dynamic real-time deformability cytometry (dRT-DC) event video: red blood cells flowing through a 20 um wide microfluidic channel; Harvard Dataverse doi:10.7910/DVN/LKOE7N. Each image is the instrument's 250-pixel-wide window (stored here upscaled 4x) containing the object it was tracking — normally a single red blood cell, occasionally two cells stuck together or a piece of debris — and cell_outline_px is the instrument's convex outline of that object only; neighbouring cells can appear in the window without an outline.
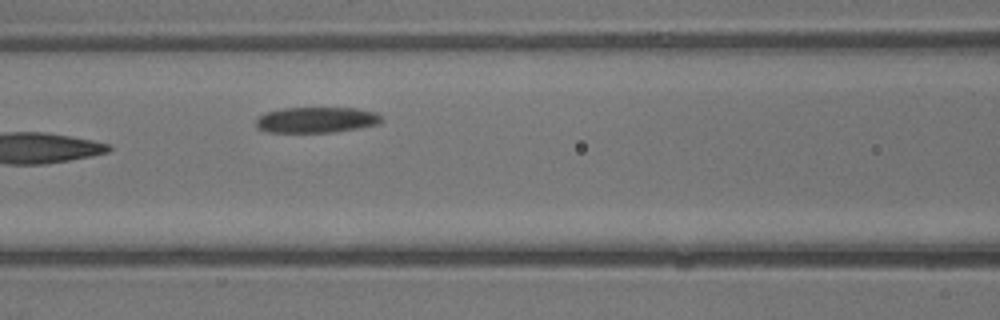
{"species": "common noctule bat (a hibernating species)", "species_latin": "Nyctalus noctula", "temperature_condition": "warm", "stored_images_in_passage": 6, "camera_frame_rate_fps": 3000, "um_per_image_px": 0.085, "animal": {"sex": "male", "body_mass_g": 13.3}, "frame": {"image": 1, "passage_image": 6, "time_ms": 1.667, "image_size_px": [1000, 320], "cell_outline_px": [[384, 120], [380, 124], [336, 132], [268, 132], [256, 128], [256, 120], [264, 112], [284, 108], [356, 108], [376, 112]], "centroid_in_image_um": [26.91, 10.19], "position_along_channel_um": 139.7, "area_um2": 18.96}}